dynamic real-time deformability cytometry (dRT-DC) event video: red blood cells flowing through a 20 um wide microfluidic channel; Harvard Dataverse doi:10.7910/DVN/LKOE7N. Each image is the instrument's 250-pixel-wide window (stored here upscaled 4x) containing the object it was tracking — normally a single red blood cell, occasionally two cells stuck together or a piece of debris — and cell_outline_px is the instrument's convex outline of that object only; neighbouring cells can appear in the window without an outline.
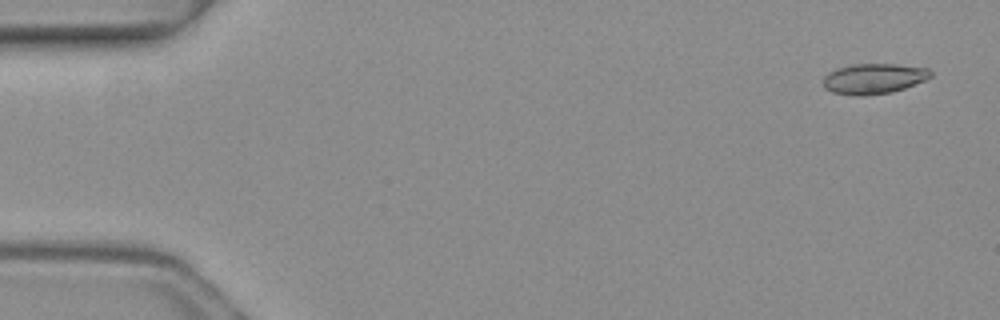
{"species": "common noctule bat (a hibernating species)", "species_latin": "Nyctalus noctula", "temperature_condition": "warm", "stored_images_in_passage": 4, "camera_frame_rate_fps": 3000, "um_per_image_px": 0.085, "animal": {"sex": "female", "body_mass_g": 19.3, "forearm_length_mm": 54.1}, "frame": {"image": 1, "passage_image": 1, "time_ms": 0.0, "image_size_px": [1000, 320], "cell_outline_px": [[932, 76], [924, 80], [904, 88], [892, 92], [864, 96], [856, 96], [832, 92], [824, 88], [824, 76], [828, 72], [836, 68], [852, 64], [896, 64], [928, 68], [932, 72]], "centroid_in_image_um": [74.25, 6.68], "position_along_channel_um": 10.8, "area_um2": 19.07}}